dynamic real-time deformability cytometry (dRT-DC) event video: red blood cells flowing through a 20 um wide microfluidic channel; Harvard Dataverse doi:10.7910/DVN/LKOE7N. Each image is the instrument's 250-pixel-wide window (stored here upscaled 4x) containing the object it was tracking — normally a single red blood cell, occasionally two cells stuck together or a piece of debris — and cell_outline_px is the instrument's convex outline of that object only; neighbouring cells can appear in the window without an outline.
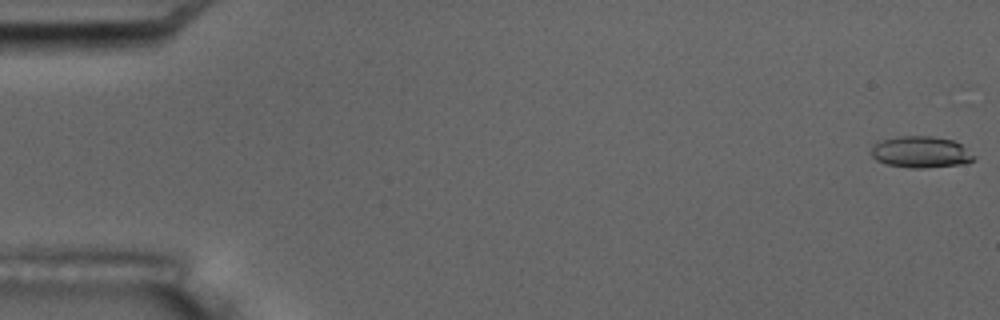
{"species": "common noctule bat (a hibernating species)", "species_latin": "Nyctalus noctula", "temperature_condition": "room temperature", "stored_images_in_passage": 6, "camera_frame_rate_fps": 3000, "um_per_image_px": 0.085, "animal": {"sex": "male", "body_mass_g": 17.5, "forearm_length_mm": 52.3}, "frame": {"image": 1, "passage_image": 1, "time_ms": 0.0, "image_size_px": [1000, 320], "cell_outline_px": [[976, 160], [968, 164], [924, 168], [912, 168], [888, 164], [876, 160], [872, 156], [872, 148], [876, 140], [900, 136], [932, 136], [952, 140], [960, 144], [976, 156]], "centroid_in_image_um": [78.3, 12.93], "position_along_channel_um": 6.7, "area_um2": 19.07}}